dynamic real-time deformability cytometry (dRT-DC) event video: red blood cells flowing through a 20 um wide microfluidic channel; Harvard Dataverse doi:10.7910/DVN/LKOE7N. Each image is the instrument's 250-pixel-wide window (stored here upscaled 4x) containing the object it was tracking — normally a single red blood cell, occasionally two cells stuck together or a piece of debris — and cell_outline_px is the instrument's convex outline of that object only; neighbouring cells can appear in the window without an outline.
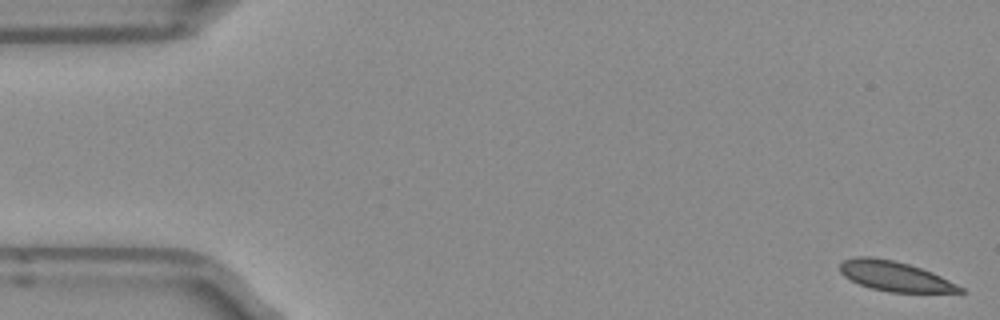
{"species": "Egyptian fruit bat (a non-hibernating species)", "species_latin": "Rousettus aegyptiacus", "temperature_condition": "room temperature", "stored_images_in_passage": 10, "camera_frame_rate_fps": 3000, "um_per_image_px": 0.085, "frame": {"image": 1, "passage_image": 1, "time_ms": 0.0, "image_size_px": [1000, 320], "cell_outline_px": [[964, 292], [892, 292], [872, 288], [860, 284], [844, 276], [840, 272], [840, 264], [844, 260], [856, 256], [872, 256], [892, 260], [908, 264], [932, 272], [964, 288]], "centroid_in_image_um": [76.04, 23.47], "position_along_channel_um": 9.0, "area_um2": 20.58}}